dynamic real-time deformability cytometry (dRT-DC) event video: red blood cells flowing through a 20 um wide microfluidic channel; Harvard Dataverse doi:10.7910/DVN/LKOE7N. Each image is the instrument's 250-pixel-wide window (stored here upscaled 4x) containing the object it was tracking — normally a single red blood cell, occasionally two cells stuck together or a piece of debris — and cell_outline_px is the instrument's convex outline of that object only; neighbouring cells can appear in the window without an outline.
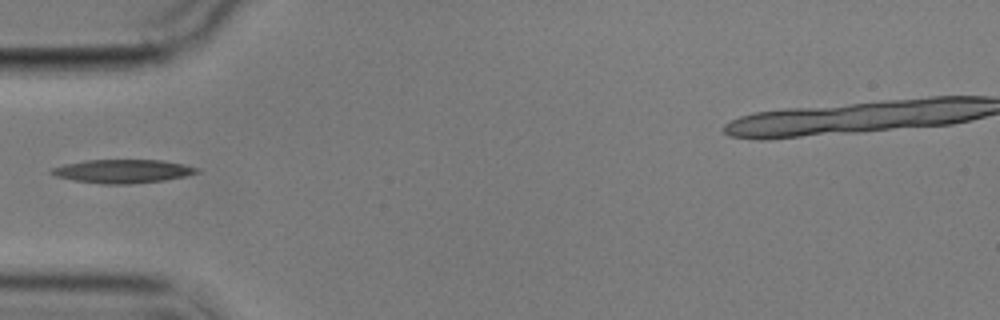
{"species": "common noctule bat (a hibernating species)", "species_latin": "Nyctalus noctula", "temperature_condition": "cold", "stored_images_in_passage": 1, "camera_frame_rate_fps": 3000, "um_per_image_px": 0.085, "animal": {"sex": "male", "body_mass_g": 17.9}, "frame": {"image": 1, "passage_image": 1, "time_ms": 0.0, "image_size_px": [1000, 320], "cell_outline_px": [[200, 172], [184, 176], [164, 180], [128, 184], [100, 184], [72, 180], [56, 176], [48, 172], [52, 168], [64, 164], [88, 160], [160, 160], [184, 164], [200, 168]], "centroid_in_image_um": [10.42, 14.55], "position_along_channel_um": 74.6, "area_um2": 19.94}}